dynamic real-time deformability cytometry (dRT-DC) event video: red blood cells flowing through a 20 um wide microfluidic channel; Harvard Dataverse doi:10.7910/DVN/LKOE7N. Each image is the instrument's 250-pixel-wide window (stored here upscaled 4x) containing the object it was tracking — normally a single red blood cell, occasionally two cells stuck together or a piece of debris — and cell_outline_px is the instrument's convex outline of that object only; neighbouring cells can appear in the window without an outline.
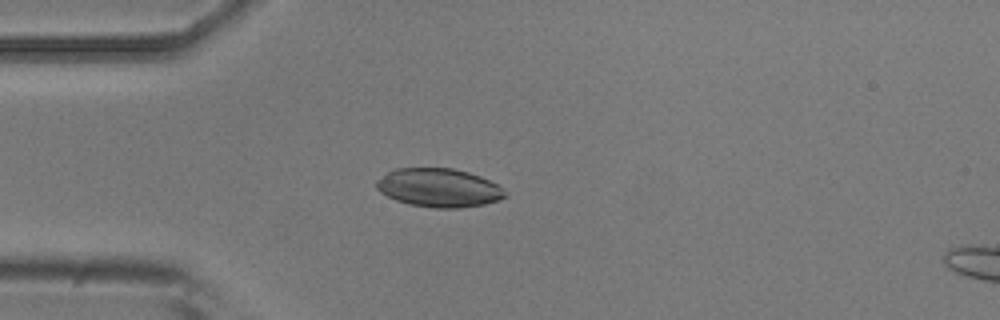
{"species": "common noctule bat (a hibernating species)", "species_latin": "Nyctalus noctula", "temperature_condition": "room temperature", "stored_images_in_passage": 51, "camera_frame_rate_fps": 3000, "um_per_image_px": 0.085, "animal": {"sex": "male", "body_mass_g": 20.5, "forearm_length_mm": 52.5}, "frame": {"image": 1, "passage_image": 13, "time_ms": 4.0, "image_size_px": [1000, 320], "cell_outline_px": [[504, 196], [500, 200], [484, 204], [460, 208], [436, 208], [408, 204], [396, 200], [380, 192], [376, 188], [376, 180], [388, 172], [396, 168], [452, 168], [468, 172], [480, 176], [504, 188]], "centroid_in_image_um": [37.28, 15.96], "position_along_channel_um": 47.7, "area_um2": 28.84}}
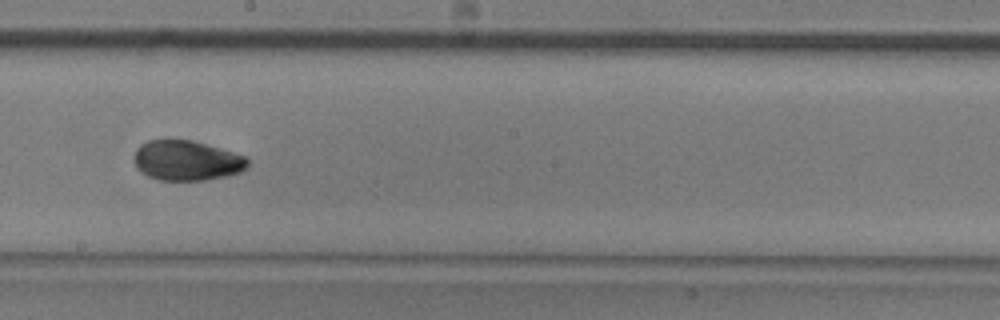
{"frame": {"image": 2, "passage_image": 28, "time_ms": 9.0, "image_size_px": [1000, 320], "cell_outline_px": [[248, 168], [240, 172], [228, 176], [204, 180], [156, 180], [140, 172], [136, 168], [132, 160], [136, 148], [140, 144], [148, 140], [168, 136], [192, 140], [232, 152], [244, 156], [248, 160]], "centroid_in_image_um": [15.79, 13.61], "position_along_channel_um": 232.4, "area_um2": 27.34}}
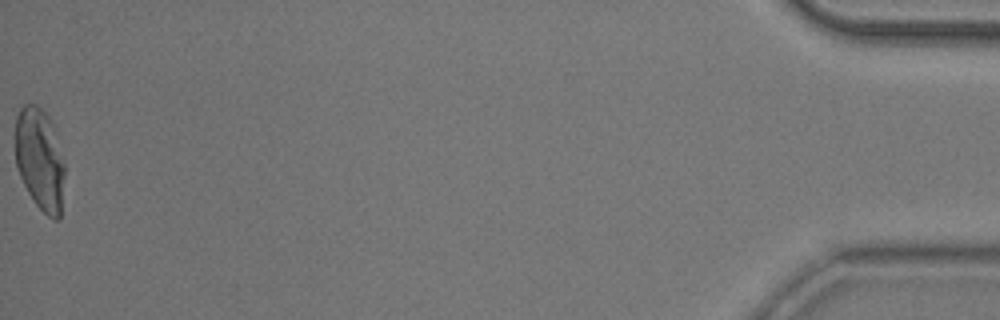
{"frame": {"image": 3, "passage_image": 51, "time_ms": 16.667, "image_size_px": [1000, 320], "cell_outline_px": [[64, 176], [60, 220], [56, 220], [48, 216], [36, 204], [28, 192], [20, 176], [16, 164], [16, 116], [20, 108], [24, 104], [36, 104], [48, 116], [52, 124], [64, 160]], "centroid_in_image_um": [3.39, 13.54], "position_along_channel_um": 431.8, "area_um2": 29.25}, "authors_computed_cell_mechanics": {"area_um2": 27.6862, "velocity_mm_per_s": 3.928, "shape_relaxation_time_tau1_ms": 4.8456, "shape_relaxation_time_tau2_ms": 4.4123, "deformation_change_tau1": 0.1358, "deformation_change_tau2": 0.0677}}